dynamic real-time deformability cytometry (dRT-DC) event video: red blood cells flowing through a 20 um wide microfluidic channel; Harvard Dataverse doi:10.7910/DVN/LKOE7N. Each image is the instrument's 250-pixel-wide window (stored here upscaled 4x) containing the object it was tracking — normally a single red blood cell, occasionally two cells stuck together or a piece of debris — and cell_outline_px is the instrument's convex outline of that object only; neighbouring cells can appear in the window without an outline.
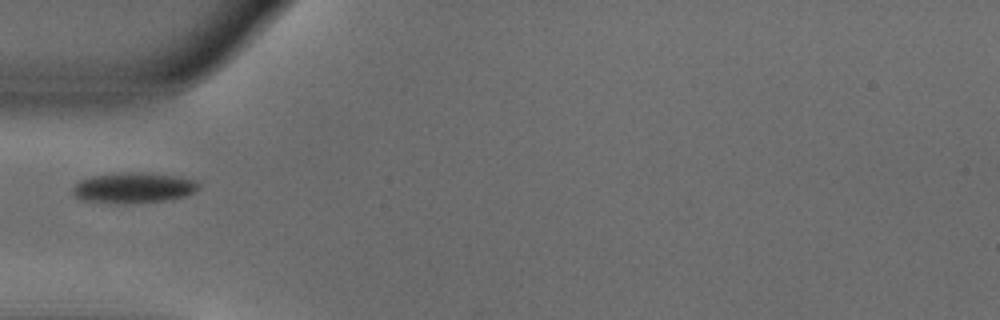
{"species": "common noctule bat (a hibernating species)", "species_latin": "Nyctalus noctula", "temperature_condition": "warm", "stored_images_in_passage": 37, "camera_frame_rate_fps": 3000, "um_per_image_px": 0.085, "animal": {"sex": "male", "body_mass_g": 18.8}, "frame": {"image": 1, "passage_image": 1, "time_ms": 0.0, "image_size_px": [1000, 320], "cell_outline_px": [[200, 188], [184, 196], [164, 200], [124, 204], [116, 204], [80, 200], [72, 192], [72, 188], [80, 180], [92, 176], [120, 172], [144, 172], [176, 176], [196, 180], [200, 184]], "centroid_in_image_um": [11.32, 15.96], "position_along_channel_um": 73.7, "area_um2": 22.54}}
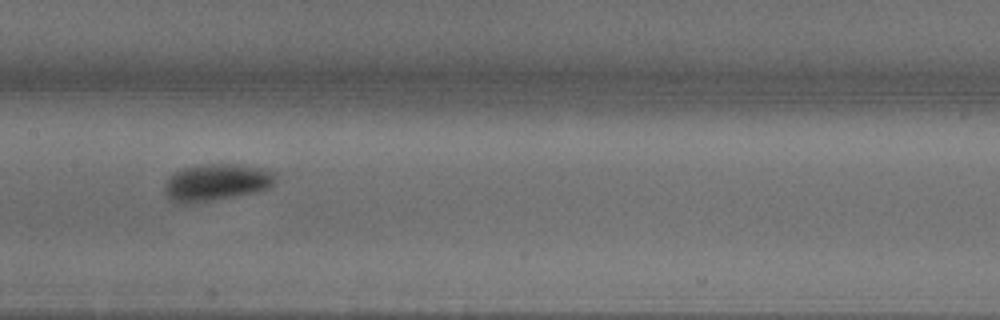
{"frame": {"image": 2, "passage_image": 10, "time_ms": 3.0, "image_size_px": [1000, 320], "cell_outline_px": [[276, 180], [268, 188], [256, 192], [184, 204], [176, 204], [164, 192], [164, 184], [176, 172], [184, 168], [200, 164], [240, 164], [268, 168], [276, 172]], "centroid_in_image_um": [18.44, 15.47], "position_along_channel_um": 189.0, "area_um2": 23.81}}
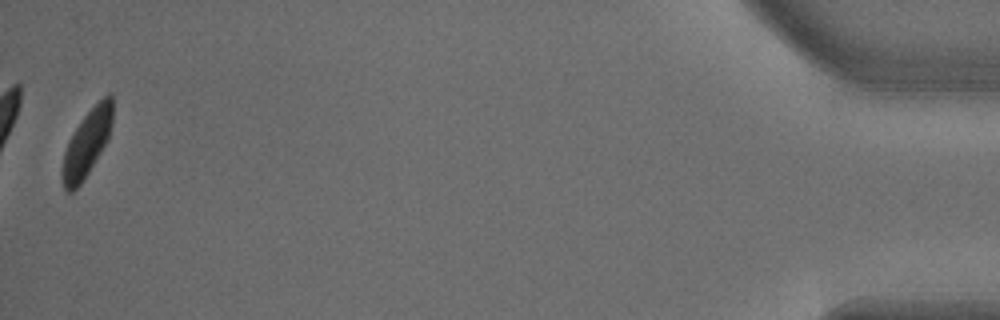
{"frame": {"image": 3, "passage_image": 36, "time_ms": 11.667, "image_size_px": [1000, 320], "cell_outline_px": [[112, 124], [108, 140], [88, 172], [80, 184], [72, 192], [68, 192], [64, 188], [60, 176], [60, 172], [64, 152], [76, 128], [84, 116], [108, 92], [112, 92]], "centroid_in_image_um": [7.38, 12.19], "position_along_channel_um": 427.8, "area_um2": 19.25}}